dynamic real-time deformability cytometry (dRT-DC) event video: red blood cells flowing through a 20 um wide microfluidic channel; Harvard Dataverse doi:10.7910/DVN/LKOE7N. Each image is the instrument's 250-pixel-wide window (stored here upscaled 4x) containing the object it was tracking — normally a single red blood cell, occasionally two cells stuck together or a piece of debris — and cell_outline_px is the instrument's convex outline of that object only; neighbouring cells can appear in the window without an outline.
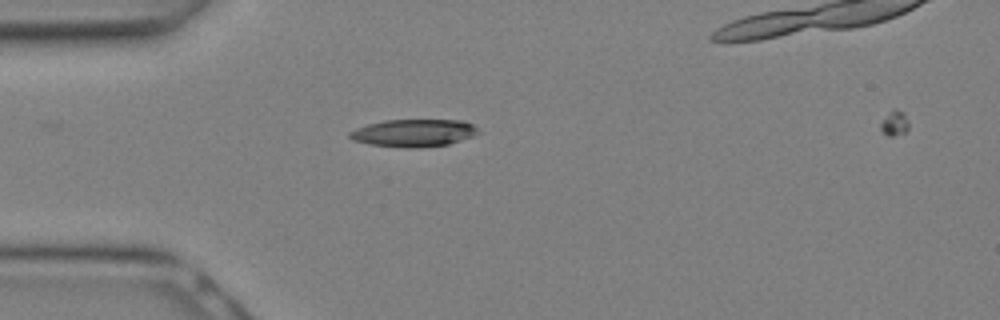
{"species": "Egyptian fruit bat (a non-hibernating species)", "species_latin": "Rousettus aegyptiacus", "temperature_condition": "warm", "stored_images_in_passage": 19, "camera_frame_rate_fps": 3000, "um_per_image_px": 0.085, "animal": {"sex": "female"}, "frame": {"image": 1, "passage_image": 1, "time_ms": 0.0, "image_size_px": [1000, 320], "cell_outline_px": [[480, 132], [472, 136], [448, 144], [420, 148], [404, 148], [368, 144], [352, 140], [348, 136], [348, 132], [356, 128], [368, 124], [384, 120], [464, 120], [472, 124]], "centroid_in_image_um": [35.13, 11.3], "position_along_channel_um": 49.9, "area_um2": 20.69}}
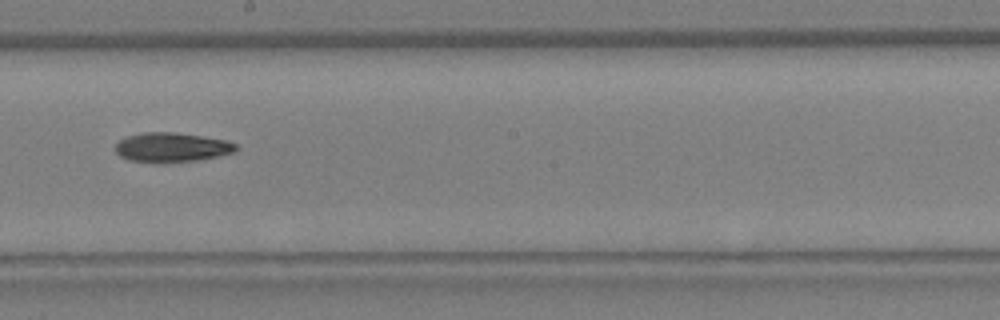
{"frame": {"image": 2, "passage_image": 9, "time_ms": 2.667, "image_size_px": [1000, 320], "cell_outline_px": [[240, 148], [236, 152], [196, 160], [160, 164], [128, 160], [120, 156], [116, 152], [116, 144], [120, 140], [128, 136], [144, 132], [172, 132], [200, 136], [224, 140], [236, 144]], "centroid_in_image_um": [14.58, 12.54], "position_along_channel_um": 233.6, "area_um2": 20.75}}
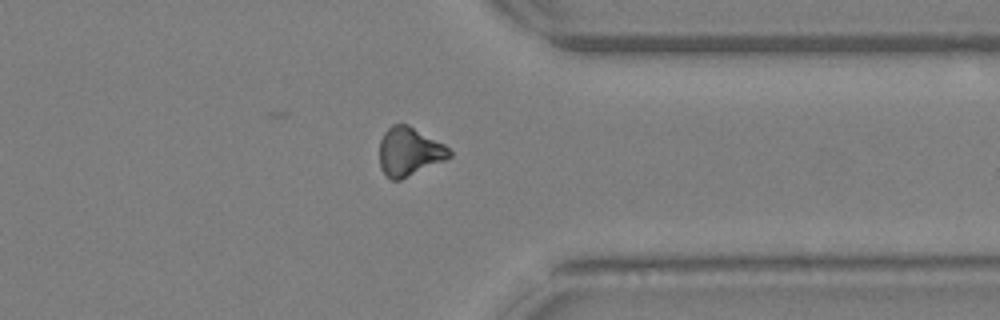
{"frame": {"image": 3, "passage_image": 15, "time_ms": 4.667, "image_size_px": [1000, 320], "cell_outline_px": [[452, 156], [444, 160], [400, 180], [392, 180], [380, 168], [380, 140], [384, 132], [392, 124], [408, 124], [444, 144], [452, 152]], "centroid_in_image_um": [34.78, 12.87], "position_along_channel_um": 376.6, "area_um2": 19.59}}